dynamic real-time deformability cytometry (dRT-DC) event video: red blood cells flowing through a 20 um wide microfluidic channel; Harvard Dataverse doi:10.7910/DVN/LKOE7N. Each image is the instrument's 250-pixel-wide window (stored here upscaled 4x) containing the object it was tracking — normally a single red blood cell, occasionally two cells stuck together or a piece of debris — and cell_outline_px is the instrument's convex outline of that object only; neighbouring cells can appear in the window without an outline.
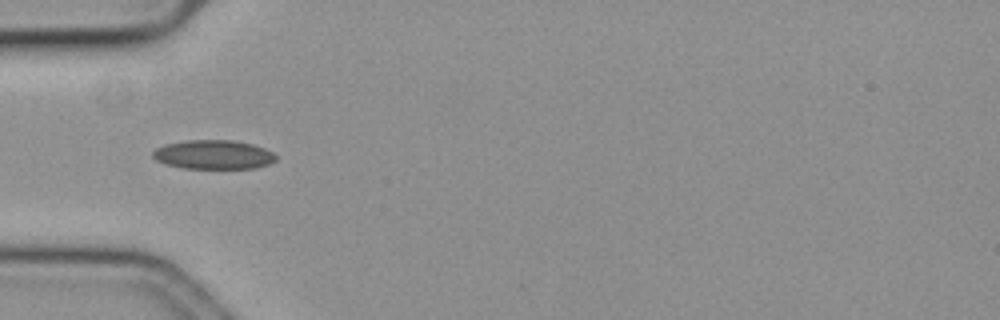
{"species": "common noctule bat (a hibernating species)", "species_latin": "Nyctalus noctula", "temperature_condition": "cold", "stored_images_in_passage": 40, "camera_frame_rate_fps": 3000, "um_per_image_px": 0.085, "animal": {"sex": "female", "body_mass_g": 19.3, "forearm_length_mm": 54.1}, "frame": {"image": 1, "passage_image": 1, "time_ms": 0.0, "image_size_px": [1000, 320], "cell_outline_px": [[276, 160], [268, 164], [256, 168], [184, 168], [164, 164], [156, 160], [152, 156], [152, 152], [156, 148], [164, 144], [188, 140], [232, 140], [252, 144], [264, 148], [272, 152], [276, 156]], "centroid_in_image_um": [18.12, 13.14], "position_along_channel_um": 66.9, "area_um2": 20.87}}
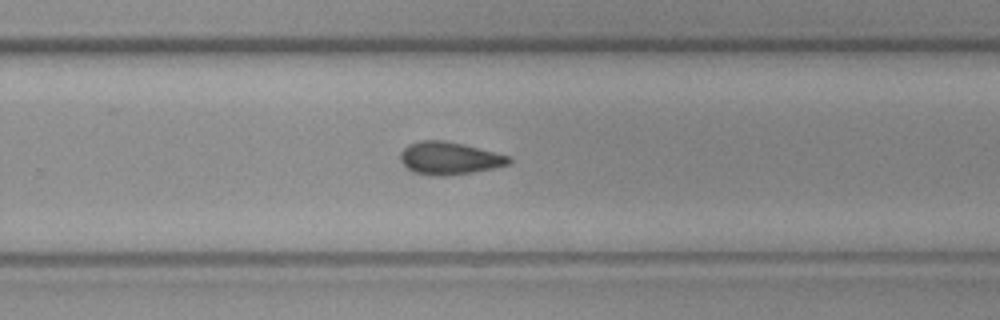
{"frame": {"image": 2, "passage_image": 20, "time_ms": 6.333, "image_size_px": [1000, 320], "cell_outline_px": [[512, 160], [508, 164], [492, 168], [472, 172], [448, 176], [432, 176], [412, 172], [400, 160], [400, 152], [408, 144], [420, 140], [444, 140], [464, 144], [512, 156]], "centroid_in_image_um": [38.19, 13.44], "position_along_channel_um": 291.6, "area_um2": 20.81}}
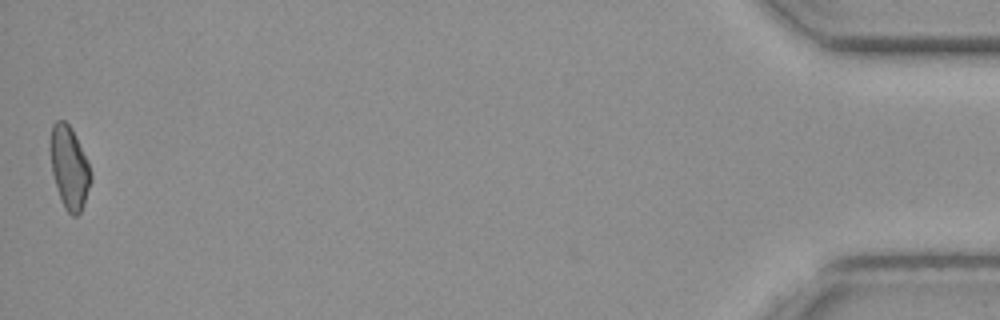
{"frame": {"image": 3, "passage_image": 40, "time_ms": 13.0, "image_size_px": [1000, 320], "cell_outline_px": [[92, 180], [84, 204], [80, 212], [76, 216], [72, 216], [64, 208], [52, 172], [48, 148], [52, 124], [56, 120], [64, 120], [72, 128], [88, 164], [92, 176]], "centroid_in_image_um": [5.86, 14.22], "position_along_channel_um": 429.3, "area_um2": 19.54}, "authors_computed_cell_mechanics": {"area_um2": 20.1144, "velocity_mm_per_s": 3.5617, "shape_relaxation_time_tau1_ms": null, "shape_relaxation_time_tau2_ms": 11.3821, "deformation_change_tau1": null, "deformation_change_tau2": 0.1753}}